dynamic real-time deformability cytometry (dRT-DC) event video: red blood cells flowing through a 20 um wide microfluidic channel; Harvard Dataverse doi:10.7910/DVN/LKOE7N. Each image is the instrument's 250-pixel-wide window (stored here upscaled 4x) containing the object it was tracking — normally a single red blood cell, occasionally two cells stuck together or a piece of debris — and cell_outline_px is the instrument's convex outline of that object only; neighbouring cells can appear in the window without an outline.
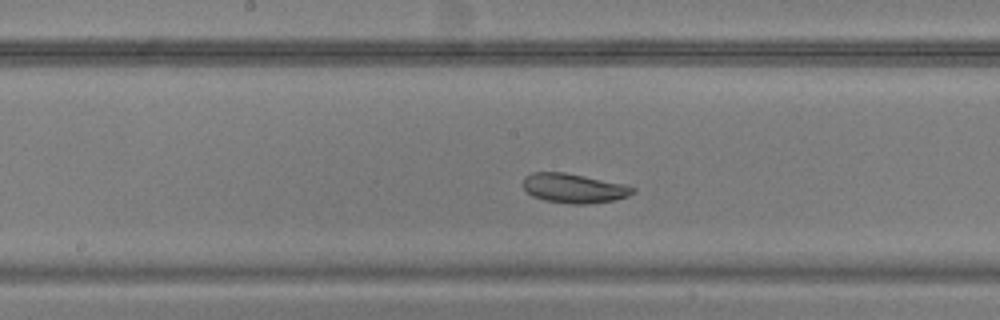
{"species": "common noctule bat (a hibernating species)", "species_latin": "Nyctalus noctula", "temperature_condition": "warm", "stored_images_in_passage": 45, "camera_frame_rate_fps": 3000, "um_per_image_px": 0.085, "animal": {"sex": "male", "body_mass_g": 20.5, "forearm_length_mm": 52.5}, "frame": {"image": 1, "passage_image": 20, "time_ms": 6.333, "image_size_px": [1000, 320], "cell_outline_px": [[636, 192], [628, 196], [616, 200], [588, 204], [568, 204], [544, 200], [532, 196], [524, 188], [524, 176], [532, 172], [564, 172], [628, 184], [636, 188]], "centroid_in_image_um": [48.83, 16.0], "position_along_channel_um": 199.4, "area_um2": 19.13}}
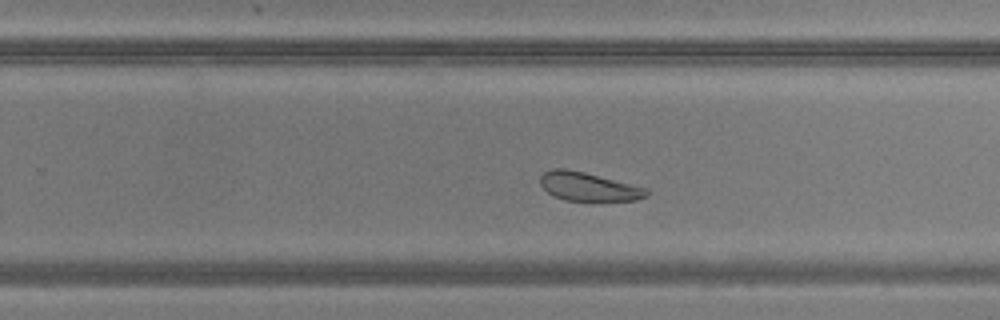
{"frame": {"image": 2, "passage_image": 26, "time_ms": 8.333, "image_size_px": [1000, 320], "cell_outline_px": [[652, 192], [648, 196], [636, 200], [564, 200], [552, 196], [540, 184], [540, 176], [544, 172], [552, 168], [564, 168], [584, 172], [648, 188]], "centroid_in_image_um": [50.03, 15.86], "position_along_channel_um": 279.8, "area_um2": 17.74}}